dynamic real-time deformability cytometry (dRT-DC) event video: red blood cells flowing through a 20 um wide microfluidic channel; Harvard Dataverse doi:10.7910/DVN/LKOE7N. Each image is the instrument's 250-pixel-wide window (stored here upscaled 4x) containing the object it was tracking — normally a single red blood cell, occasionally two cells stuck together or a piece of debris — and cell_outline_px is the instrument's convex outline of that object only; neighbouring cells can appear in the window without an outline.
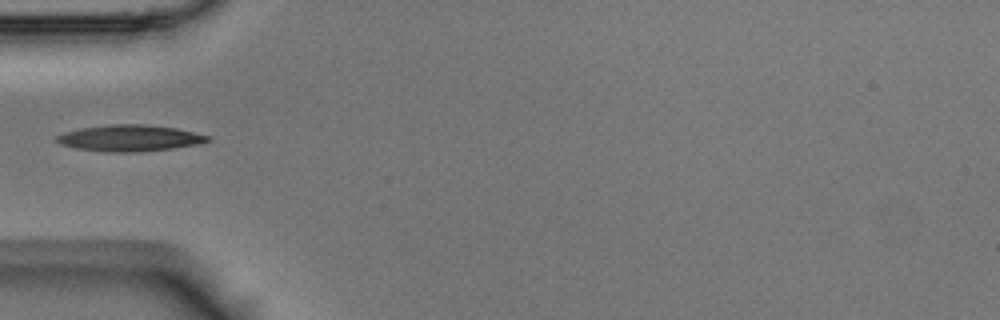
{"species": "Egyptian fruit bat (a non-hibernating species)", "species_latin": "Rousettus aegyptiacus", "temperature_condition": "room temperature", "stored_images_in_passage": 2, "camera_frame_rate_fps": 3000, "um_per_image_px": 0.085, "animal": {"sex": "male"}, "frame": {"image": 1, "passage_image": 1, "time_ms": 0.0, "image_size_px": [1000, 320], "cell_outline_px": [[208, 140], [200, 144], [172, 148], [140, 152], [108, 152], [76, 148], [60, 144], [56, 140], [56, 136], [64, 132], [80, 128], [108, 124], [144, 124], [176, 128], [208, 136]], "centroid_in_image_um": [10.98, 11.73], "position_along_channel_um": 74.0, "area_um2": 23.06}}
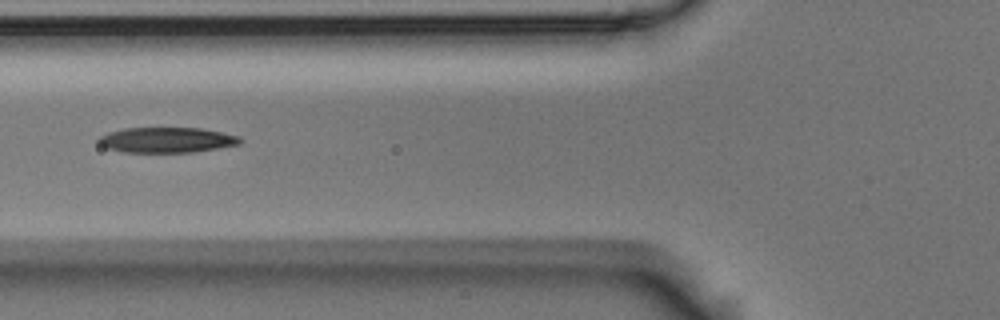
{"frame": {"image": 2, "passage_image": 2, "time_ms": 0.333, "image_size_px": [1000, 320], "cell_outline_px": [[244, 140], [240, 144], [192, 152], [124, 152], [108, 148], [100, 144], [100, 136], [108, 132], [124, 128], [200, 128], [240, 136]], "centroid_in_image_um": [14.2, 11.89], "position_along_channel_um": 111.6, "area_um2": 20.69}}